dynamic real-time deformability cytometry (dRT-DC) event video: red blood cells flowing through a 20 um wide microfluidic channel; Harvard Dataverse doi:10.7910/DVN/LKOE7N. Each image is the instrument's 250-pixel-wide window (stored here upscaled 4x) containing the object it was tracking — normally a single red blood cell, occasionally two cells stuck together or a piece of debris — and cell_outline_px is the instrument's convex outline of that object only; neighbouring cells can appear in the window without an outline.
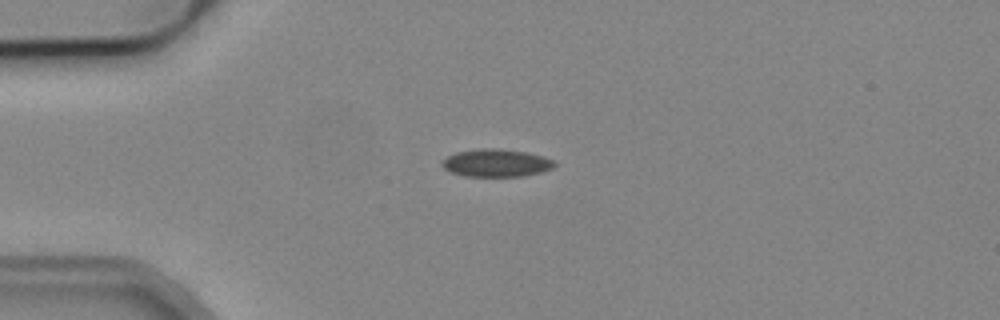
{"species": "common noctule bat (a hibernating species)", "species_latin": "Nyctalus noctula", "temperature_condition": "cold", "stored_images_in_passage": 4, "camera_frame_rate_fps": 3000, "um_per_image_px": 0.085, "animal": {"sex": "male", "body_mass_g": 19.2, "forearm_length_mm": 51.8}, "frame": {"image": 1, "passage_image": 1, "time_ms": 0.0, "image_size_px": [1000, 320], "cell_outline_px": [[556, 164], [552, 168], [544, 172], [524, 176], [464, 176], [448, 172], [440, 164], [448, 156], [456, 152], [480, 148], [496, 148], [524, 152], [544, 156], [556, 160]], "centroid_in_image_um": [42.2, 13.86], "position_along_channel_um": 42.8, "area_um2": 18.32}}